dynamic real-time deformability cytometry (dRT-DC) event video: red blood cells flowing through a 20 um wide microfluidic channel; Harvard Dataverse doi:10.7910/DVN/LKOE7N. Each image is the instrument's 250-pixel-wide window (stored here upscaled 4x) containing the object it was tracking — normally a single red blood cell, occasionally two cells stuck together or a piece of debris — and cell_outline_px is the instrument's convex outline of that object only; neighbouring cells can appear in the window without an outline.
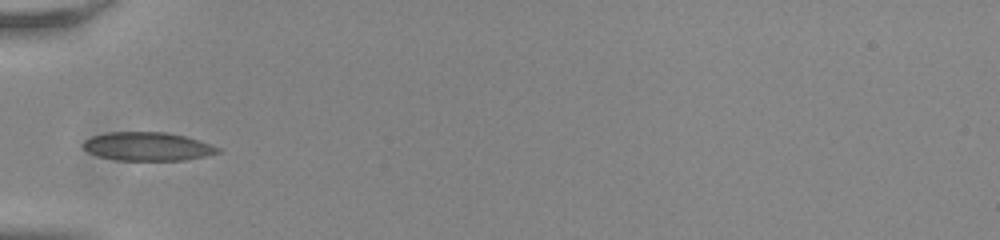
{"species": "common noctule bat (a hibernating species)", "species_latin": "Nyctalus noctula", "temperature_condition": "room temperature", "stored_images_in_passage": 36, "camera_frame_rate_fps": 3000, "um_per_image_px": 0.085, "animal": {"sex": "male", "body_mass_g": 20.0, "forearm_length_mm": 53.3}, "frame": {"image": 1, "passage_image": 1, "time_ms": 0.0, "image_size_px": [1000, 240], "cell_outline_px": [[220, 152], [204, 156], [184, 160], [116, 160], [96, 156], [88, 152], [80, 144], [84, 140], [92, 136], [108, 132], [168, 132], [184, 136], [212, 144], [220, 148]], "centroid_in_image_um": [12.5, 12.45], "position_along_channel_um": 72.5, "area_um2": 22.48}}
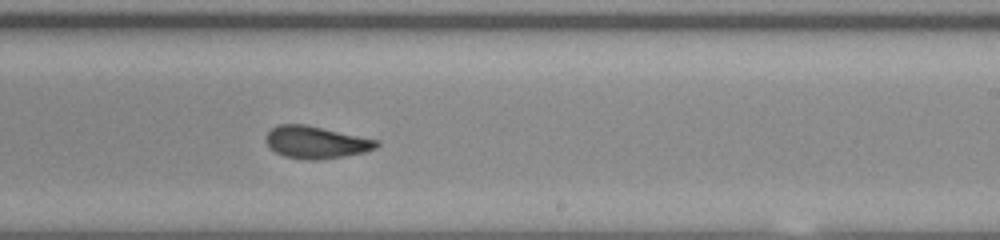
{"frame": {"image": 2, "passage_image": 16, "time_ms": 5.0, "image_size_px": [1000, 240], "cell_outline_px": [[380, 144], [376, 148], [364, 152], [344, 156], [320, 160], [308, 160], [284, 156], [276, 152], [264, 140], [264, 136], [272, 128], [280, 124], [304, 124], [380, 140]], "centroid_in_image_um": [26.87, 12.09], "position_along_channel_um": 262.1, "area_um2": 20.81}}
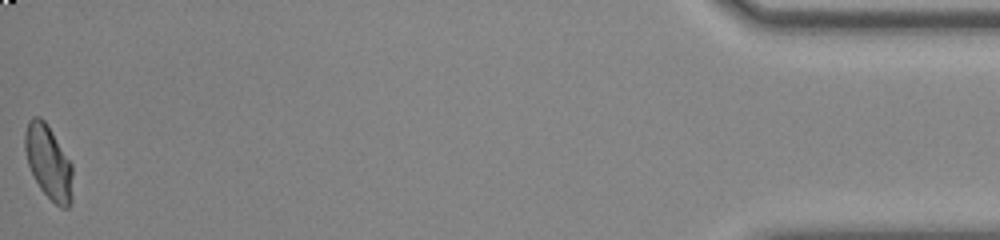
{"frame": {"image": 3, "passage_image": 36, "time_ms": 11.667, "image_size_px": [1000, 240], "cell_outline_px": [[72, 204], [68, 208], [60, 208], [40, 188], [28, 164], [24, 148], [24, 136], [28, 120], [32, 116], [40, 116], [48, 124], [72, 164]], "centroid_in_image_um": [4.13, 13.77], "position_along_channel_um": 431.1, "area_um2": 20.63}, "authors_computed_cell_mechanics": {"area_um2": 21.1837, "velocity_mm_per_s": 3.8066, "shape_relaxation_time_tau1_ms": 6.2928, "shape_relaxation_time_tau2_ms": 1.3048, "deformation_change_tau1": 0.1654, "deformation_change_tau2": 0.0547}}